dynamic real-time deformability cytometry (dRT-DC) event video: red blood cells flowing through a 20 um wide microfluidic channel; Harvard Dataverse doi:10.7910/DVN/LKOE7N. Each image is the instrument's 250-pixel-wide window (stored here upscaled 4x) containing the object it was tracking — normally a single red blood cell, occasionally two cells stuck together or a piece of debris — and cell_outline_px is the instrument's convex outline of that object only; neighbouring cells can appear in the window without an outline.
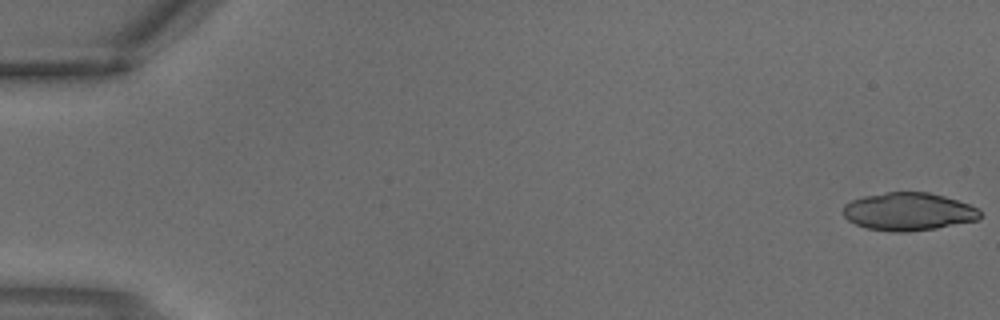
{"species": "common noctule bat (a hibernating species)", "species_latin": "Nyctalus noctula", "temperature_condition": "warm", "stored_images_in_passage": 4, "camera_frame_rate_fps": 3000, "um_per_image_px": 0.085, "animal": {"sex": "male", "body_mass_g": 18.8}, "frame": {"image": 1, "passage_image": 1, "time_ms": 0.0, "image_size_px": [1000, 320], "cell_outline_px": [[980, 220], [936, 228], [908, 232], [892, 232], [868, 228], [856, 224], [848, 220], [844, 216], [844, 204], [852, 200], [864, 196], [888, 192], [928, 192], [944, 196], [980, 208]], "centroid_in_image_um": [77.24, 17.99], "position_along_channel_um": 7.8, "area_um2": 30.23}}
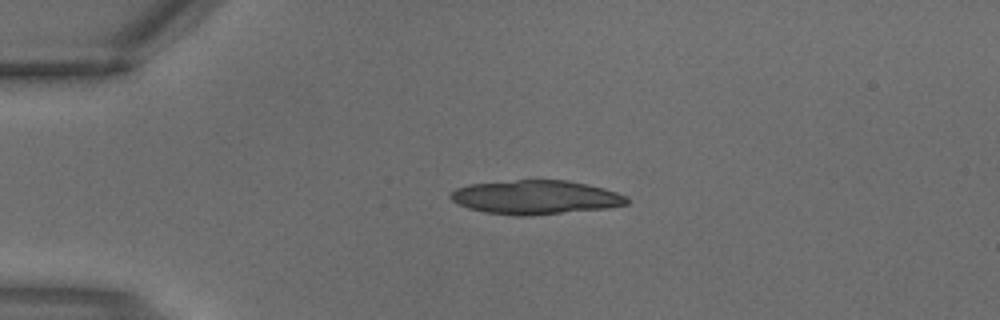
{"frame": {"image": 2, "passage_image": 3, "time_ms": 0.667, "image_size_px": [1000, 320], "cell_outline_px": [[628, 204], [608, 208], [528, 216], [516, 216], [484, 212], [468, 208], [452, 200], [448, 196], [456, 188], [468, 184], [516, 180], [568, 180], [588, 184], [604, 188], [628, 196]], "centroid_in_image_um": [45.54, 16.77], "position_along_channel_um": 39.5, "area_um2": 35.03}}